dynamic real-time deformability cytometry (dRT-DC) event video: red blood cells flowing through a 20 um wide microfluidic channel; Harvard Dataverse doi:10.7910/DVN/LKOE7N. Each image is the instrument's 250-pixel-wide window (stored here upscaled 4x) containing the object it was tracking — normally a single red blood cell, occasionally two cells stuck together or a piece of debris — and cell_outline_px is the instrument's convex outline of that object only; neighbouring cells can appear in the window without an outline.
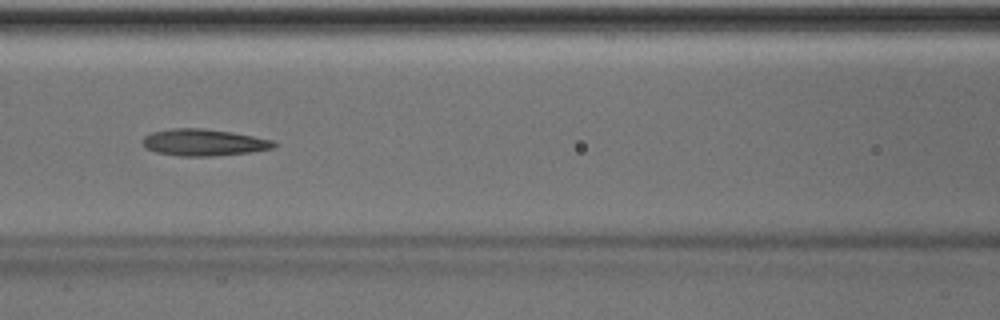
{"species": "Egyptian fruit bat (a non-hibernating species)", "species_latin": "Rousettus aegyptiacus", "temperature_condition": "room temperature", "stored_images_in_passage": 50, "camera_frame_rate_fps": 3000, "um_per_image_px": 0.085, "animal": {"sex": "male"}, "frame": {"image": 1, "passage_image": 22, "time_ms": 7.0, "image_size_px": [1000, 320], "cell_outline_px": [[276, 144], [272, 148], [252, 152], [212, 156], [180, 156], [156, 152], [144, 148], [140, 140], [144, 136], [152, 132], [172, 128], [200, 128], [232, 132], [276, 140]], "centroid_in_image_um": [17.29, 12.1], "position_along_channel_um": 149.3, "area_um2": 20.63}, "authors_computed_cell_mechanics": {"area_um2": 20.4901, "velocity_mm_per_s": 4.0117, "shape_relaxation_time_tau1_ms": 8.8655, "shape_relaxation_time_tau2_ms": 3.1923, "deformation_change_tau1": 0.2014, "deformation_change_tau2": 0.14}}